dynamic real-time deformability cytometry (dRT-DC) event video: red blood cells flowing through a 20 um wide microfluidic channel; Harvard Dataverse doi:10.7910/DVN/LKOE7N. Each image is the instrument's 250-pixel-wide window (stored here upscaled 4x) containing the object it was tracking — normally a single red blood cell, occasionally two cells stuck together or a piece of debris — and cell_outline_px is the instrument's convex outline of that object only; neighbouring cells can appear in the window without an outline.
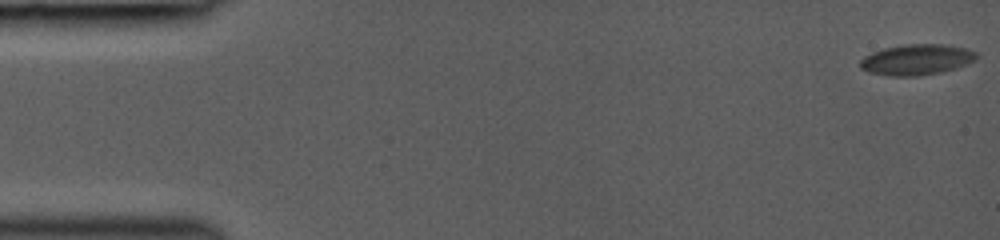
{"species": "common noctule bat (a hibernating species)", "species_latin": "Nyctalus noctula", "temperature_condition": "room temperature", "stored_images_in_passage": 14, "camera_frame_rate_fps": 3000, "um_per_image_px": 0.085, "animal": {"sex": "female", "body_mass_g": 19.0, "forearm_length_mm": 53.3}, "frame": {"image": 1, "passage_image": 1, "time_ms": 0.0, "image_size_px": [1000, 240], "cell_outline_px": [[980, 56], [976, 60], [968, 64], [956, 68], [940, 72], [916, 76], [892, 76], [868, 72], [860, 68], [860, 60], [864, 56], [872, 52], [884, 48], [904, 44], [944, 44], [964, 48], [976, 52]], "centroid_in_image_um": [77.92, 5.06], "position_along_channel_um": 7.1, "area_um2": 20.92}}